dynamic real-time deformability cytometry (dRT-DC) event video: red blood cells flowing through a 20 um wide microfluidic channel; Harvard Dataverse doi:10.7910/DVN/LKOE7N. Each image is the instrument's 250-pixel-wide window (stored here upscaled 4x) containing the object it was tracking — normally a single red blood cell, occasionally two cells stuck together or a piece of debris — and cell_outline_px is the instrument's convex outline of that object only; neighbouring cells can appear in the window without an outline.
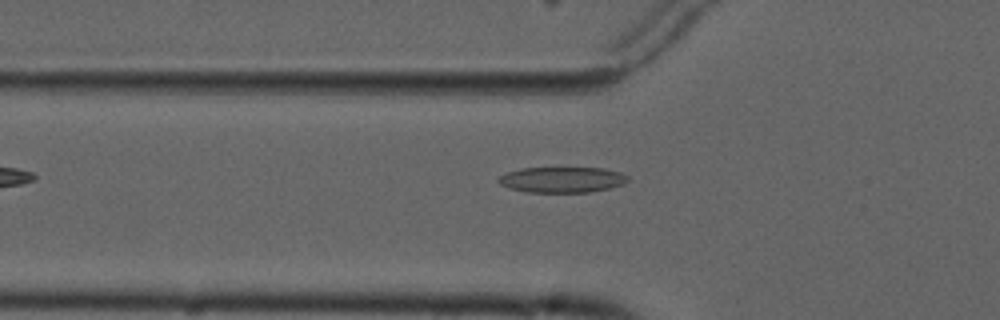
{"species": "common noctule bat (a hibernating species)", "species_latin": "Nyctalus noctula", "temperature_condition": "cold", "stored_images_in_passage": 3, "camera_frame_rate_fps": 3000, "um_per_image_px": 0.085, "animal": {"sex": "male", "forearm_length_mm": 52.5}, "frame": {"image": 1, "passage_image": 3, "time_ms": 3.333, "image_size_px": [1000, 320], "cell_outline_px": [[628, 180], [624, 184], [592, 192], [528, 192], [508, 188], [500, 184], [496, 180], [500, 176], [508, 172], [520, 168], [604, 168], [620, 172], [628, 176]], "centroid_in_image_um": [47.77, 15.27], "position_along_channel_um": 78.0, "area_um2": 19.36}}